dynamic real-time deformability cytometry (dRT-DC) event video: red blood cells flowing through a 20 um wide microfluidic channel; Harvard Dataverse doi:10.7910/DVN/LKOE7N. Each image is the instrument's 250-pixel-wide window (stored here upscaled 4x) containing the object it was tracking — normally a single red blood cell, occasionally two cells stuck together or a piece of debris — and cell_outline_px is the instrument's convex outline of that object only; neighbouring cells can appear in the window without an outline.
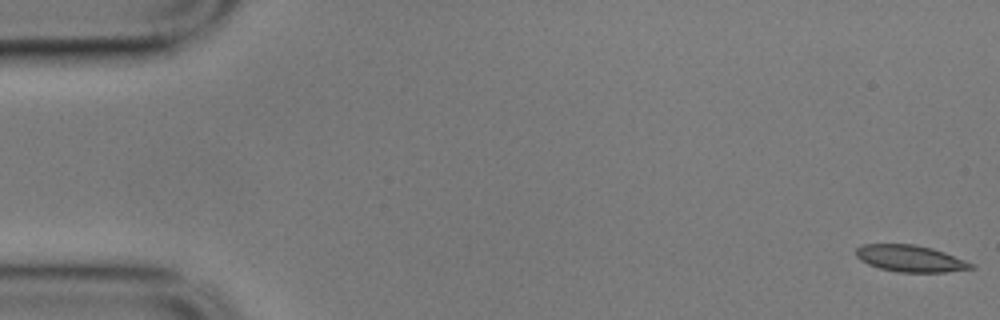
{"species": "common noctule bat (a hibernating species)", "species_latin": "Nyctalus noctula", "temperature_condition": "cold", "stored_images_in_passage": 57, "camera_frame_rate_fps": 3000, "um_per_image_px": 0.085, "animal": {"sex": "male", "body_mass_g": 17.9}, "frame": {"image": 1, "passage_image": 1, "time_ms": 0.0, "image_size_px": [1000, 320], "cell_outline_px": [[976, 268], [944, 272], [896, 272], [880, 268], [868, 264], [860, 260], [856, 256], [856, 248], [860, 244], [912, 244], [932, 248], [944, 252], [976, 264]], "centroid_in_image_um": [77.38, 21.97], "position_along_channel_um": 7.6, "area_um2": 17.98}}
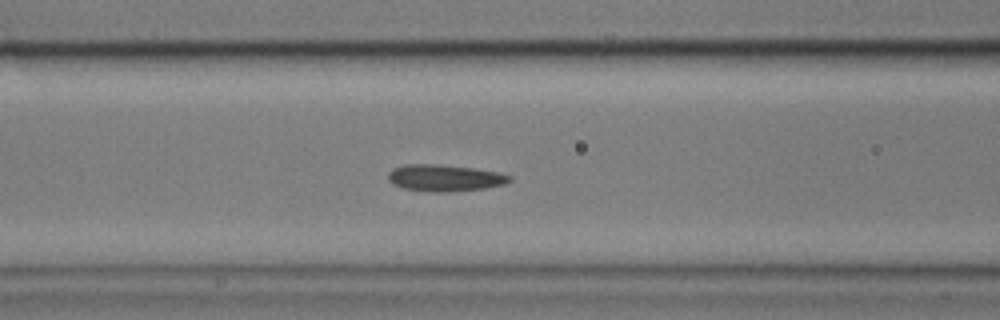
{"frame": {"image": 2, "passage_image": 23, "time_ms": 7.333, "image_size_px": [1000, 320], "cell_outline_px": [[512, 180], [504, 184], [484, 188], [448, 192], [432, 192], [404, 188], [392, 184], [388, 180], [388, 172], [392, 168], [404, 164], [440, 164], [476, 168], [500, 172], [512, 176]], "centroid_in_image_um": [37.8, 15.11], "position_along_channel_um": 128.8, "area_um2": 19.13}}
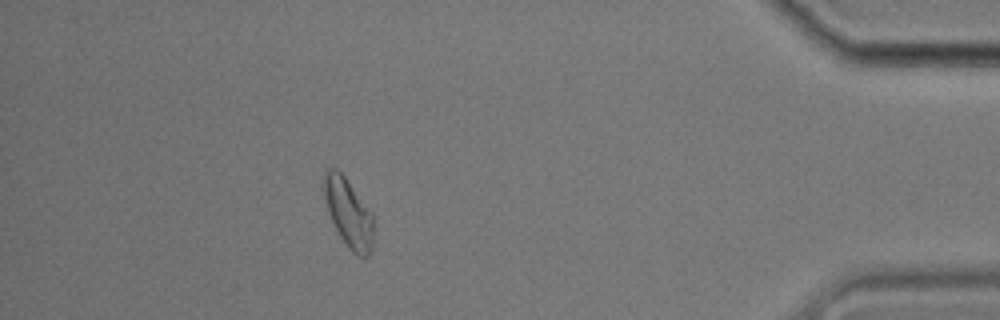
{"frame": {"image": 3, "passage_image": 51, "time_ms": 16.667, "image_size_px": [1000, 320], "cell_outline_px": [[372, 248], [368, 256], [360, 256], [352, 252], [348, 248], [340, 236], [328, 212], [324, 200], [320, 184], [324, 168], [336, 168], [344, 176], [372, 212]], "centroid_in_image_um": [29.55, 18.02], "position_along_channel_um": 405.6, "area_um2": 20.06}, "authors_computed_cell_mechanics": {"area_um2": 18.496, "velocity_mm_per_s": 3.4955, "shape_relaxation_time_tau1_ms": 2.9108, "shape_relaxation_time_tau2_ms": 2.7712, "deformation_change_tau1": 0.1028, "deformation_change_tau2": 0.0802}}